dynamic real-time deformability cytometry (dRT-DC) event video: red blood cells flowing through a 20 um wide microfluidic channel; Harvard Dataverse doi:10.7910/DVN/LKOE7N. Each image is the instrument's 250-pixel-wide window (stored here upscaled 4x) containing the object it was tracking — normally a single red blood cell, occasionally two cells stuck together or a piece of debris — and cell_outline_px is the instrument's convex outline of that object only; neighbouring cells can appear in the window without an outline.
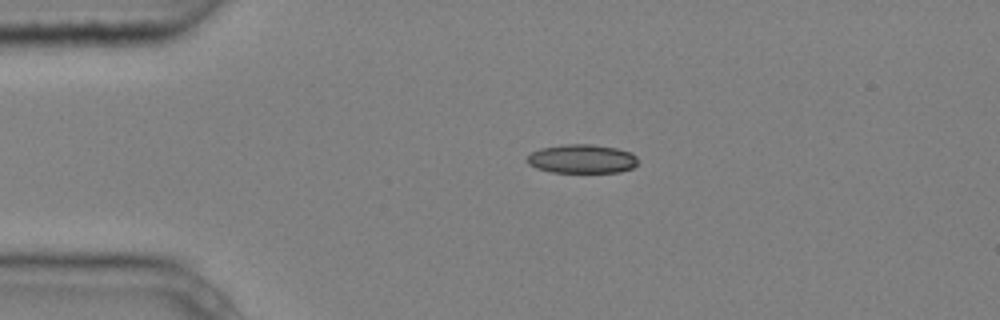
{"species": "common noctule bat (a hibernating species)", "species_latin": "Nyctalus noctula", "temperature_condition": "cold", "stored_images_in_passage": 3, "camera_frame_rate_fps": 3000, "um_per_image_px": 0.085, "animal": {"sex": "male", "body_mass_g": 20.4}, "frame": {"image": 1, "passage_image": 2, "time_ms": 0.333, "image_size_px": [1000, 320], "cell_outline_px": [[636, 164], [632, 168], [620, 172], [552, 172], [536, 168], [528, 164], [524, 160], [532, 152], [540, 148], [564, 144], [592, 144], [616, 148], [632, 152], [636, 156]], "centroid_in_image_um": [49.44, 13.5], "position_along_channel_um": 35.6, "area_um2": 18.73}}